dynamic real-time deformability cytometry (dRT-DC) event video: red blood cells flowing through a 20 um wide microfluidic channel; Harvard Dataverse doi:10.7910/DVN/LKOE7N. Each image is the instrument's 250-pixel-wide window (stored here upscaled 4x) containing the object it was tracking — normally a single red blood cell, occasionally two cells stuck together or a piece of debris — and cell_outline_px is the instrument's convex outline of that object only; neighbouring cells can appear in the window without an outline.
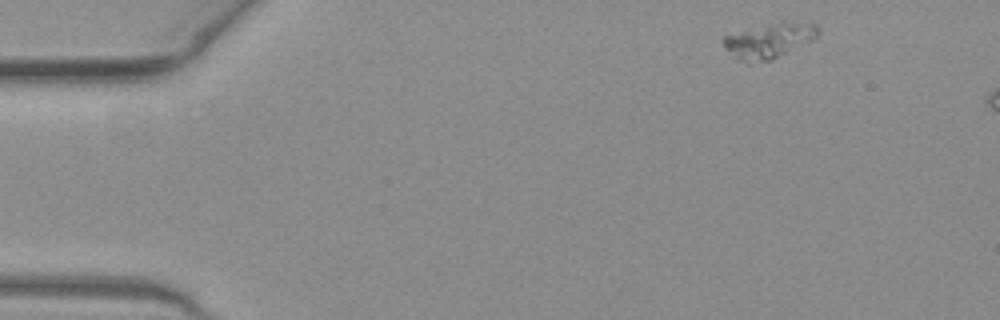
{"species": "common noctule bat (a hibernating species)", "species_latin": "Nyctalus noctula", "temperature_condition": "warm", "stored_images_in_passage": 36, "camera_frame_rate_fps": 3000, "um_per_image_px": 0.085, "animal": {"sex": "female", "body_mass_g": 19.3, "forearm_length_mm": 54.1}, "frame": {"image": 1, "passage_image": 1, "time_ms": 0.0, "image_size_px": [1000, 320], "cell_outline_px": [[820, 32], [812, 40], [772, 60], [748, 64], [740, 60], [724, 48], [720, 40], [724, 36], [788, 20], [812, 20], [820, 28]], "centroid_in_image_um": [65.45, 3.43], "position_along_channel_um": 19.5, "area_um2": 19.48}}
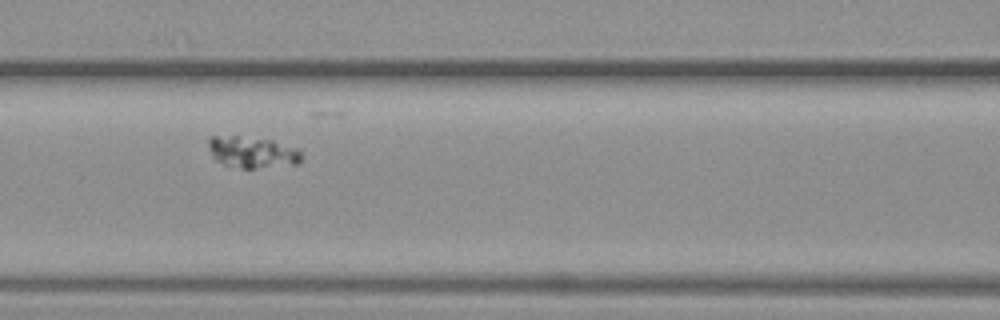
{"frame": {"image": 2, "passage_image": 18, "time_ms": 5.667, "image_size_px": [1000, 320], "cell_outline_px": [[300, 164], [256, 168], [240, 168], [224, 164], [216, 160], [212, 156], [208, 148], [208, 140], [212, 136], [240, 136], [272, 140], [300, 148]], "centroid_in_image_um": [21.46, 12.93], "position_along_channel_um": 145.1, "area_um2": 17.17}}
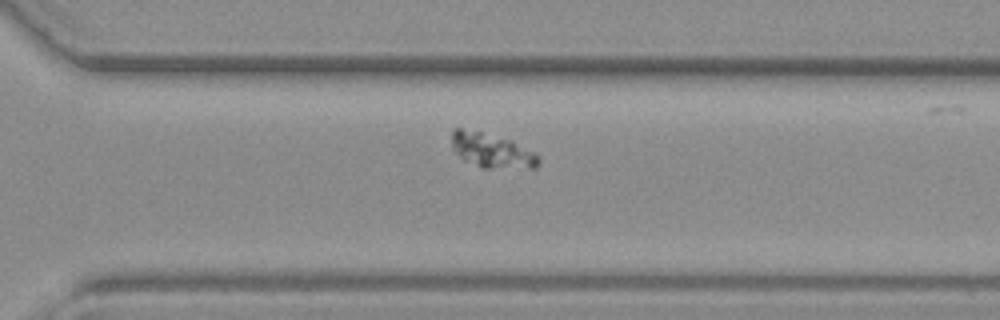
{"frame": {"image": 3, "passage_image": 32, "time_ms": 10.333, "image_size_px": [1000, 320], "cell_outline_px": [[540, 164], [536, 168], [480, 168], [464, 160], [452, 148], [452, 132], [456, 128], [460, 128], [480, 132], [512, 140], [536, 152], [540, 156]], "centroid_in_image_um": [41.86, 12.82], "position_along_channel_um": 328.7, "area_um2": 17.63}}